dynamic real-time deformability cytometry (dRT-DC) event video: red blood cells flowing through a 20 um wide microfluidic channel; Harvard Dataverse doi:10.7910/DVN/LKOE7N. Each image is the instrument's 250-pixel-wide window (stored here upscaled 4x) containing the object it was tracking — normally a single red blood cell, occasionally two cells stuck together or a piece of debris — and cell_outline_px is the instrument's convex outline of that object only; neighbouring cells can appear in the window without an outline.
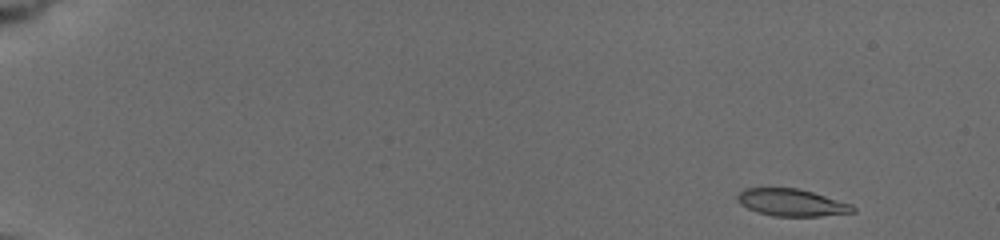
{"species": "common noctule bat (a hibernating species)", "species_latin": "Nyctalus noctula", "temperature_condition": "cold", "stored_images_in_passage": 24, "camera_frame_rate_fps": 3000, "um_per_image_px": 0.085, "animal": {"sex": "female", "body_mass_g": 19.5, "forearm_length_mm": 54.1}, "frame": {"image": 1, "passage_image": 1, "time_ms": 0.0, "image_size_px": [1000, 240], "cell_outline_px": [[856, 212], [820, 216], [772, 216], [756, 212], [740, 204], [736, 200], [736, 196], [744, 188], [796, 188], [812, 192], [852, 204], [856, 208]], "centroid_in_image_um": [67.28, 17.22], "position_along_channel_um": 17.7, "area_um2": 18.32}}
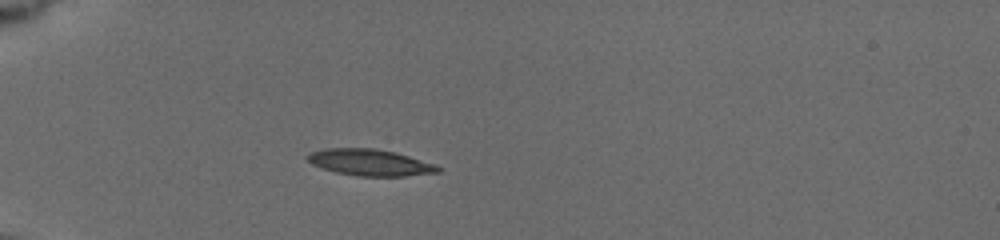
{"frame": {"image": 2, "passage_image": 19, "time_ms": 4.333, "image_size_px": [1000, 240], "cell_outline_px": [[440, 172], [404, 176], [360, 176], [336, 172], [312, 164], [308, 160], [308, 156], [312, 152], [328, 148], [376, 148], [396, 152], [436, 164], [440, 168]], "centroid_in_image_um": [31.51, 13.8], "position_along_channel_um": 53.5, "area_um2": 19.94}}